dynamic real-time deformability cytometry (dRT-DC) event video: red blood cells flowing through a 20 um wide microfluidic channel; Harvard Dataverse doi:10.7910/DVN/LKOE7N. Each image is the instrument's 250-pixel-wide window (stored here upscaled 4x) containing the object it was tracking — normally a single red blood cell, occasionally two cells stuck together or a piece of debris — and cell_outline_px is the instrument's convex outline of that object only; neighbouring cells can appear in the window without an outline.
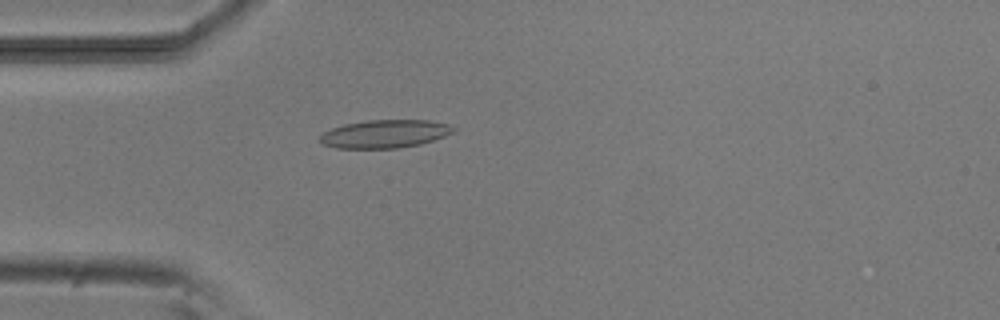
{"species": "common noctule bat (a hibernating species)", "species_latin": "Nyctalus noctula", "temperature_condition": "room temperature", "stored_images_in_passage": 2, "camera_frame_rate_fps": 3000, "um_per_image_px": 0.085, "animal": {"sex": "male", "body_mass_g": 20.5, "forearm_length_mm": 52.5}, "frame": {"image": 1, "passage_image": 1, "time_ms": 0.0, "image_size_px": [1000, 320], "cell_outline_px": [[456, 132], [420, 144], [400, 148], [336, 148], [324, 144], [320, 140], [320, 136], [324, 132], [332, 128], [344, 124], [368, 120], [428, 120], [448, 124], [456, 128]], "centroid_in_image_um": [32.74, 11.37], "position_along_channel_um": 52.3, "area_um2": 21.79}}